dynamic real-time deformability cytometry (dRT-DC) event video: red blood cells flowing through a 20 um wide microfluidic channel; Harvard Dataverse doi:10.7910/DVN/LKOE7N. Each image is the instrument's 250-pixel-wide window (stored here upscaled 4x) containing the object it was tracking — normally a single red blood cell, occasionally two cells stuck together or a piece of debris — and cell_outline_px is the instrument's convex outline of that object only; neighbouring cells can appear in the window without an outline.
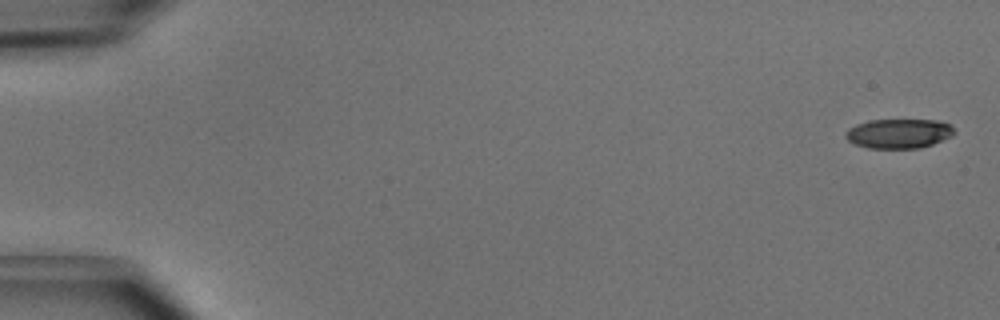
{"species": "common noctule bat (a hibernating species)", "species_latin": "Nyctalus noctula", "temperature_condition": "cold", "stored_images_in_passage": 5, "camera_frame_rate_fps": 3000, "um_per_image_px": 0.085, "animal": {"sex": "male", "body_mass_g": 15.6}, "frame": {"image": 1, "passage_image": 1, "time_ms": 0.0, "image_size_px": [1000, 320], "cell_outline_px": [[956, 132], [952, 136], [932, 144], [920, 148], [868, 148], [856, 144], [848, 140], [844, 136], [844, 132], [848, 128], [856, 124], [868, 120], [936, 120], [948, 124]], "centroid_in_image_um": [76.36, 11.35], "position_along_channel_um": 8.6, "area_um2": 18.67}}
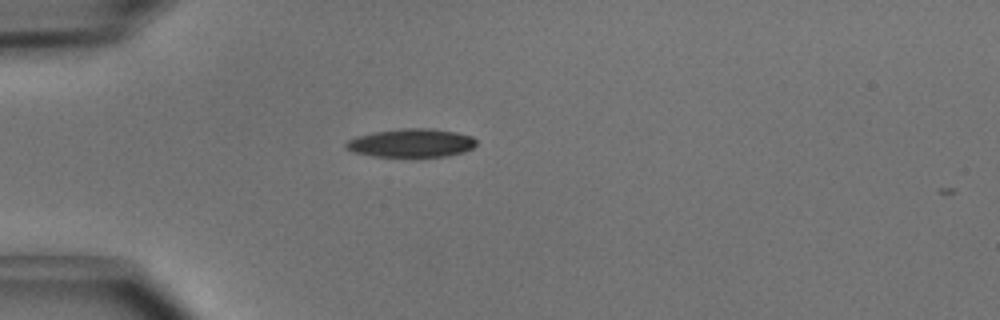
{"frame": {"image": 2, "passage_image": 4, "time_ms": 1.0, "image_size_px": [1000, 320], "cell_outline_px": [[476, 144], [472, 148], [464, 152], [448, 156], [412, 160], [372, 156], [352, 152], [344, 144], [348, 140], [356, 136], [372, 132], [400, 128], [432, 128], [456, 132], [472, 136], [476, 140]], "centroid_in_image_um": [34.96, 12.2], "position_along_channel_um": 50.0, "area_um2": 22.77}}